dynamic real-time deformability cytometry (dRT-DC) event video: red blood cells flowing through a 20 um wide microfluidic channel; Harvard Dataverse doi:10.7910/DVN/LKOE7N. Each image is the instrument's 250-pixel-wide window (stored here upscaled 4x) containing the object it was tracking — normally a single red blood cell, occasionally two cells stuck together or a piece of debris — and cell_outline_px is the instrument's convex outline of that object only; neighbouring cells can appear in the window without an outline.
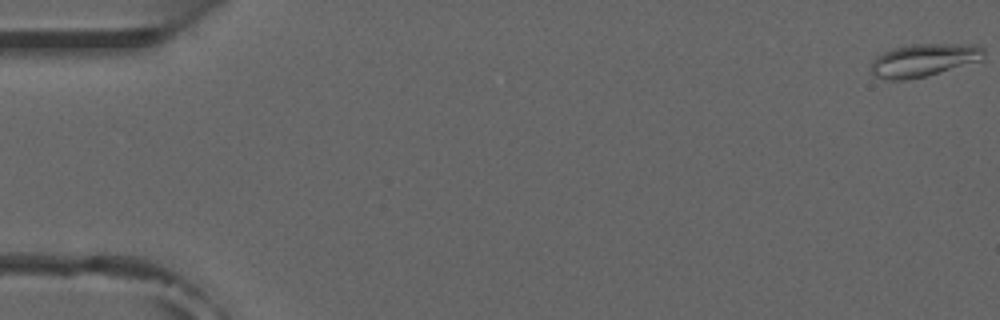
{"species": "common noctule bat (a hibernating species)", "species_latin": "Nyctalus noctula", "temperature_condition": "room temperature", "stored_images_in_passage": 48, "camera_frame_rate_fps": 3000, "um_per_image_px": 0.085, "animal": {"sex": "male", "forearm_length_mm": 52.5}, "frame": {"image": 1, "passage_image": 1, "time_ms": 0.0, "image_size_px": [1000, 320], "cell_outline_px": [[984, 60], [928, 76], [904, 80], [884, 80], [876, 76], [872, 72], [872, 60], [876, 56], [892, 48], [912, 44], [980, 44], [984, 48]], "centroid_in_image_um": [78.57, 5.11], "position_along_channel_um": 6.4, "area_um2": 21.96}}
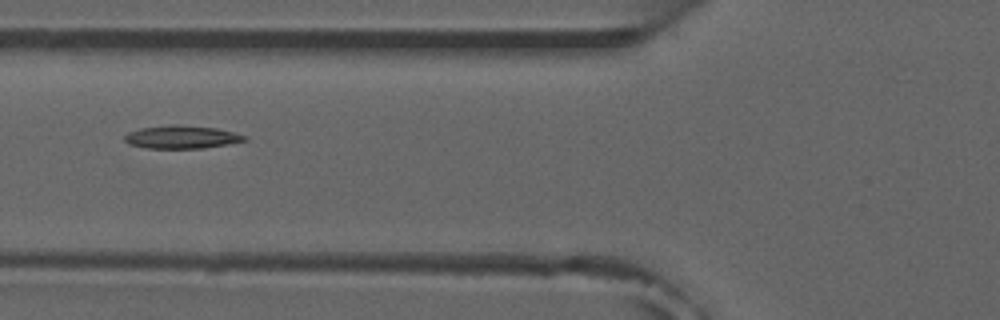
{"frame": {"image": 2, "passage_image": 21, "time_ms": 6.667, "image_size_px": [1000, 320], "cell_outline_px": [[248, 140], [228, 144], [200, 148], [148, 148], [128, 144], [124, 140], [124, 136], [128, 132], [140, 128], [172, 124], [180, 124], [216, 128], [248, 136]], "centroid_in_image_um": [15.43, 11.64], "position_along_channel_um": 110.4, "area_um2": 16.13}}
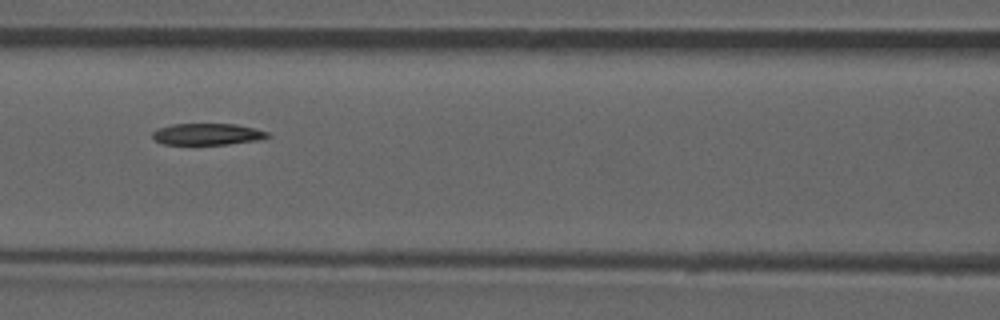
{"frame": {"image": 3, "passage_image": 24, "time_ms": 7.667, "image_size_px": [1000, 320], "cell_outline_px": [[272, 136], [264, 140], [228, 144], [164, 144], [156, 140], [152, 136], [152, 132], [156, 128], [172, 124], [236, 124], [268, 132]], "centroid_in_image_um": [17.66, 11.4], "position_along_channel_um": 148.9, "area_um2": 14.57}}